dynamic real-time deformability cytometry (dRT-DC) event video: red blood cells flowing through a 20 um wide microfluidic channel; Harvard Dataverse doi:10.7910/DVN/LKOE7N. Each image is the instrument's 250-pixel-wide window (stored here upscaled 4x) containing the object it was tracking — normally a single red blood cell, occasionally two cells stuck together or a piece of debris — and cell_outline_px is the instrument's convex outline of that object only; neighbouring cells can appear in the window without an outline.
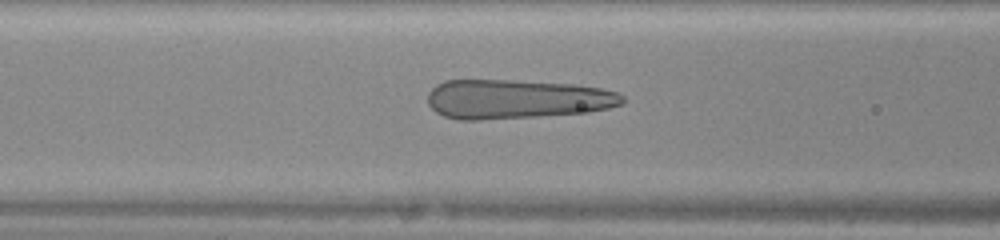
{"species": "human", "species_latin": "Homo sapiens", "temperature_condition": "warm", "stored_images_in_passage": 44, "camera_frame_rate_fps": 3000, "um_per_image_px": 0.085, "donor": {"sex": "female"}, "frame": {"image": 1, "passage_image": 17, "time_ms": 5.333, "image_size_px": [1000, 240], "cell_outline_px": [[624, 104], [608, 108], [588, 112], [536, 116], [480, 120], [460, 120], [444, 116], [436, 112], [428, 104], [428, 92], [436, 84], [444, 80], [508, 80], [572, 84], [600, 88], [616, 92], [624, 96]], "centroid_in_image_um": [43.88, 8.42], "position_along_channel_um": 122.7, "area_um2": 44.56}}
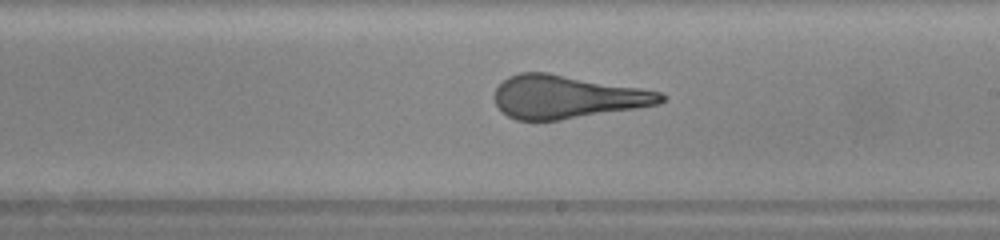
{"frame": {"image": 2, "passage_image": 25, "time_ms": 8.0, "image_size_px": [1000, 240], "cell_outline_px": [[668, 96], [660, 104], [636, 108], [560, 120], [516, 120], [508, 116], [496, 104], [496, 88], [508, 76], [520, 72], [548, 72], [640, 88], [660, 92]], "centroid_in_image_um": [48.21, 8.23], "position_along_channel_um": 240.8, "area_um2": 41.56}}
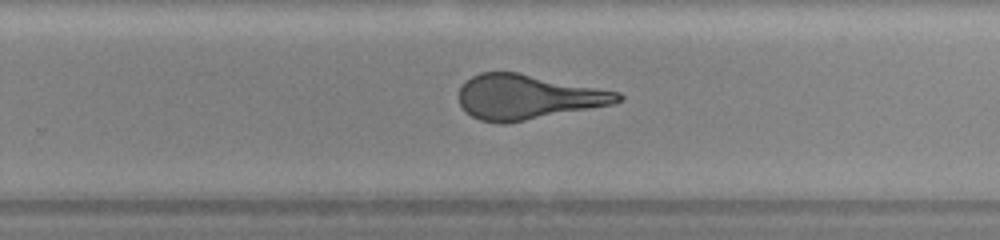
{"frame": {"image": 3, "passage_image": 28, "time_ms": 9.0, "image_size_px": [1000, 240], "cell_outline_px": [[624, 100], [612, 104], [504, 124], [500, 124], [480, 120], [464, 112], [460, 104], [460, 88], [472, 76], [480, 72], [516, 72], [620, 92], [624, 96]], "centroid_in_image_um": [44.84, 8.25], "position_along_channel_um": 285.0, "area_um2": 41.1}}